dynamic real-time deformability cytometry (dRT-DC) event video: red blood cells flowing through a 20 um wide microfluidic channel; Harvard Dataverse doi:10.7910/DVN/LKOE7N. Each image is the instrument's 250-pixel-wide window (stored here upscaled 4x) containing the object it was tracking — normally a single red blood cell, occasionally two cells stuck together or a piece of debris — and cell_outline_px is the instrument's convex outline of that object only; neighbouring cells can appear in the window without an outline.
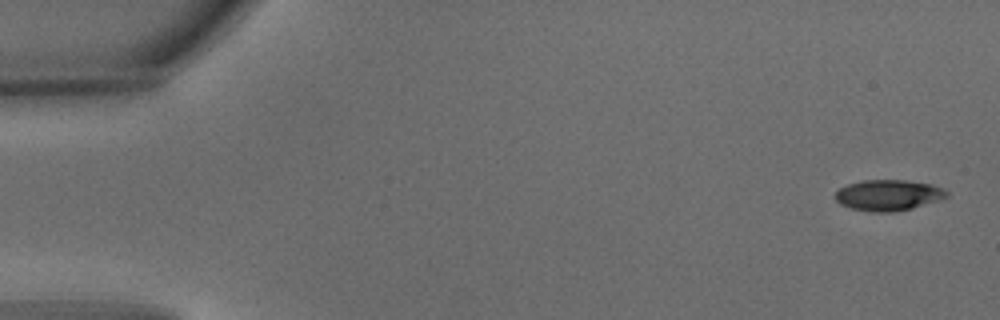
{"species": "common noctule bat (a hibernating species)", "species_latin": "Nyctalus noctula", "temperature_condition": "warm", "stored_images_in_passage": 4, "camera_frame_rate_fps": 3000, "um_per_image_px": 0.085, "animal": {"sex": "male", "body_mass_g": 15.6}, "frame": {"image": 1, "passage_image": 1, "time_ms": 0.0, "image_size_px": [1000, 320], "cell_outline_px": [[948, 196], [940, 200], [912, 208], [892, 212], [872, 212], [852, 208], [840, 204], [836, 200], [836, 192], [840, 188], [848, 184], [864, 180], [904, 180], [932, 184], [944, 188], [948, 192]], "centroid_in_image_um": [75.54, 16.58], "position_along_channel_um": 9.5, "area_um2": 20.0}}
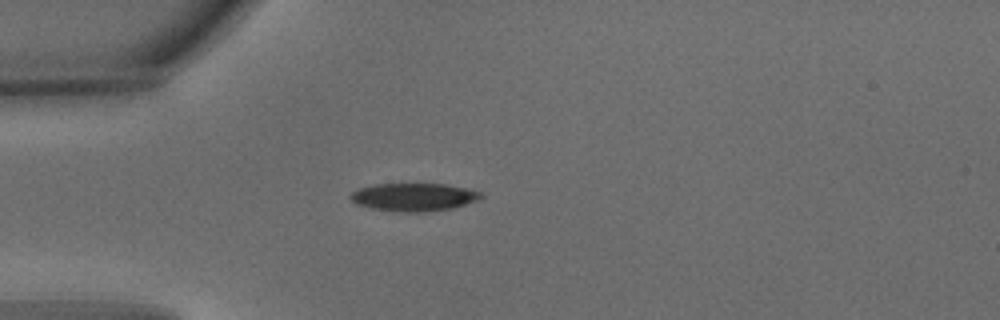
{"frame": {"image": 2, "passage_image": 4, "time_ms": 1.0, "image_size_px": [1000, 320], "cell_outline_px": [[484, 196], [480, 200], [452, 208], [424, 212], [400, 212], [372, 208], [356, 204], [348, 196], [356, 188], [372, 184], [444, 184], [464, 188], [480, 192]], "centroid_in_image_um": [35.14, 16.75], "position_along_channel_um": 49.9, "area_um2": 21.33}}